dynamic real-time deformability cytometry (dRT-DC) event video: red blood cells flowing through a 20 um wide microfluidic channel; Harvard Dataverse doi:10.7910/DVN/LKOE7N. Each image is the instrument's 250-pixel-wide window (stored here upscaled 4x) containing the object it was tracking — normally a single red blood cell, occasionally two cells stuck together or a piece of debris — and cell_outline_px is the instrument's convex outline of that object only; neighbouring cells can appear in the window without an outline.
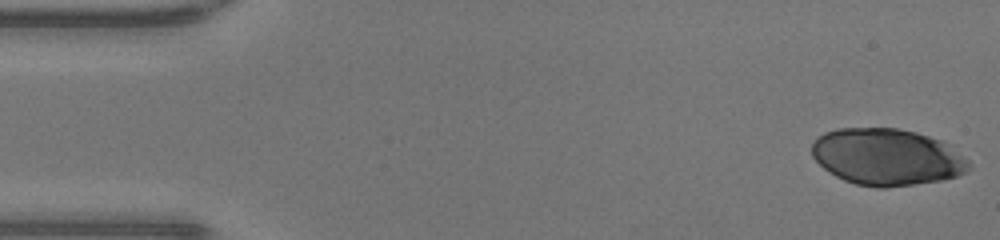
{"species": "human", "species_latin": "Homo sapiens", "temperature_condition": "warm", "stored_images_in_passage": 47, "camera_frame_rate_fps": 3000, "um_per_image_px": 0.085, "donor": {"sex": "male"}, "frame": {"image": 1, "passage_image": 1, "time_ms": 0.0, "image_size_px": [1000, 240], "cell_outline_px": [[972, 168], [956, 176], [940, 180], [884, 188], [876, 188], [856, 184], [844, 180], [836, 176], [824, 168], [812, 156], [812, 144], [824, 132], [836, 128], [896, 128], [916, 132], [940, 140], [968, 160]], "centroid_in_image_um": [75.36, 13.34], "position_along_channel_um": 9.6, "area_um2": 51.5}}